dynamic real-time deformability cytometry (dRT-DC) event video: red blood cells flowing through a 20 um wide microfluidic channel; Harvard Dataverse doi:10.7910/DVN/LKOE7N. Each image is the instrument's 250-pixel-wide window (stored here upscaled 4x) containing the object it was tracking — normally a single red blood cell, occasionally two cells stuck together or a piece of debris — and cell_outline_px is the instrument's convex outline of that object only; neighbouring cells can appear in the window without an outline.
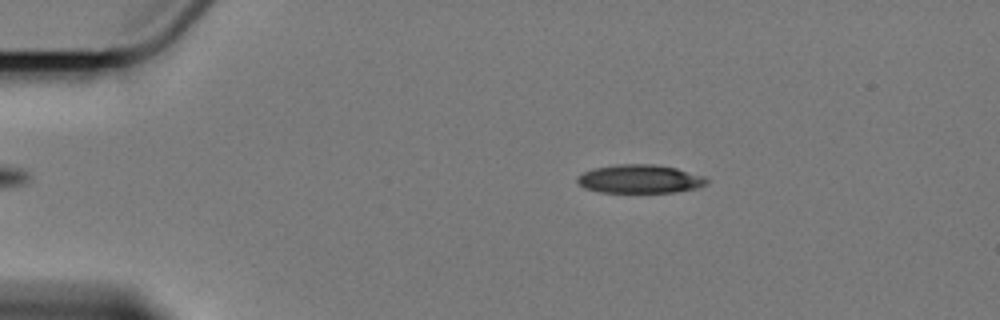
{"species": "Egyptian fruit bat (a non-hibernating species)", "species_latin": "Rousettus aegyptiacus", "temperature_condition": "cold", "stored_images_in_passage": 4, "segment_of_instrument_passage": [1, 2], "camera_frame_rate_fps": 3000, "um_per_image_px": 0.085, "animal": {"sex": "female"}, "frame": {"image": 1, "passage_image": 2, "time_ms": 1.333, "image_size_px": [1000, 320], "cell_outline_px": [[708, 184], [700, 188], [676, 192], [600, 192], [584, 188], [576, 180], [576, 176], [592, 168], [616, 164], [656, 164], [676, 168], [704, 176], [708, 180]], "centroid_in_image_um": [54.4, 15.21], "position_along_channel_um": 30.6, "area_um2": 21.73}}